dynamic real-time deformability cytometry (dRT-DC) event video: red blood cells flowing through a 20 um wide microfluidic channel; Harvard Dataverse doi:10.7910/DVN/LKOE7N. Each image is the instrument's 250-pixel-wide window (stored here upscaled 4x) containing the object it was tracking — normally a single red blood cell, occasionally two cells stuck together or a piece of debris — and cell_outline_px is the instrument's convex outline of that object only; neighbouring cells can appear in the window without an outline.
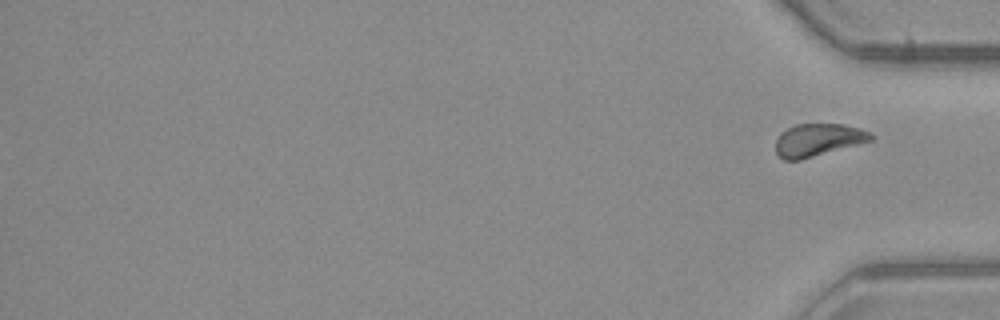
{"species": "common noctule bat (a hibernating species)", "species_latin": "Nyctalus noctula", "temperature_condition": "warm", "stored_images_in_passage": 52, "segment_of_instrument_passage": [2, 2], "camera_frame_rate_fps": 3000, "um_per_image_px": 0.085, "animal": {"sex": "male", "body_mass_g": 23.1, "forearm_length_mm": 52.7}, "frame": {"image": 1, "passage_image": 52, "time_ms": 17.0, "image_size_px": [1000, 320], "cell_outline_px": [[872, 140], [800, 160], [784, 160], [776, 152], [776, 140], [780, 132], [796, 124], [840, 124], [860, 128], [868, 132], [872, 136]], "centroid_in_image_um": [69.48, 11.89], "position_along_channel_um": 365.7, "area_um2": 17.8}}